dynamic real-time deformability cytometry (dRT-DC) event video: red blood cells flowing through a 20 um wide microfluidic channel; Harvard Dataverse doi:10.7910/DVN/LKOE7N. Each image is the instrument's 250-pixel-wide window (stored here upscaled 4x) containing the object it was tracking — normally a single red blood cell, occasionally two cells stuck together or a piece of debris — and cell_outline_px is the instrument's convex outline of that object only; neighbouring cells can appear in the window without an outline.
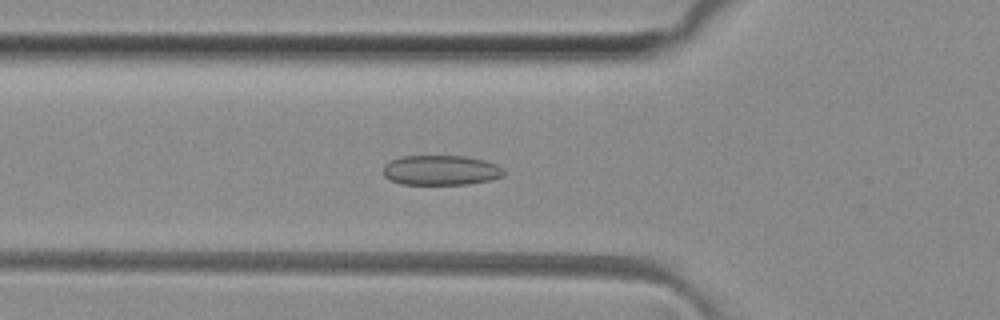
{"species": "common noctule bat (a hibernating species)", "species_latin": "Nyctalus noctula", "temperature_condition": "room temperature", "stored_images_in_passage": 41, "camera_frame_rate_fps": 3000, "um_per_image_px": 0.085, "animal": {"sex": "female", "body_mass_g": 29.2, "forearm_length_mm": 56.3}, "frame": {"image": 1, "passage_image": 8, "time_ms": 2.333, "image_size_px": [1000, 320], "cell_outline_px": [[504, 176], [488, 180], [468, 184], [400, 184], [384, 176], [384, 164], [400, 156], [464, 156], [484, 160], [496, 164], [504, 168]], "centroid_in_image_um": [37.48, 14.46], "position_along_channel_um": 88.3, "area_um2": 20.98}}
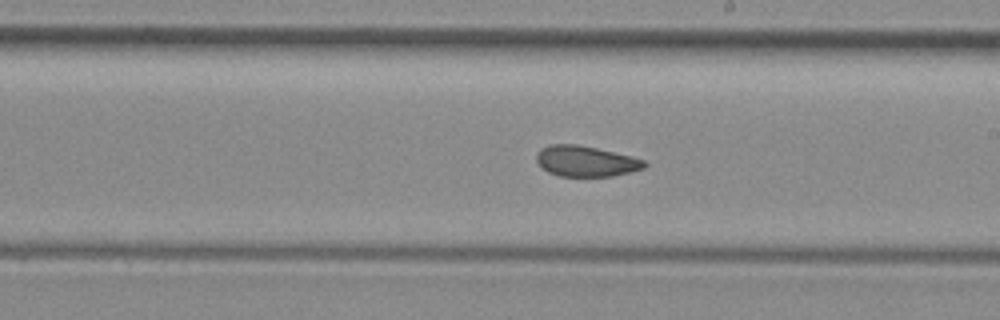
{"frame": {"image": 2, "passage_image": 19, "time_ms": 6.0, "image_size_px": [1000, 320], "cell_outline_px": [[648, 164], [644, 168], [632, 172], [612, 176], [560, 176], [548, 172], [536, 160], [536, 152], [540, 148], [552, 144], [576, 144], [596, 148], [632, 156], [644, 160]], "centroid_in_image_um": [49.81, 13.7], "position_along_channel_um": 239.2, "area_um2": 19.31}}
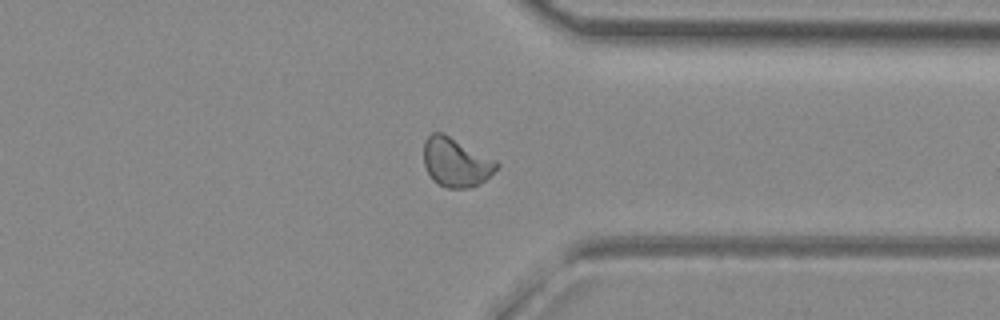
{"frame": {"image": 3, "passage_image": 29, "time_ms": 9.333, "image_size_px": [1000, 320], "cell_outline_px": [[500, 164], [480, 184], [472, 188], [448, 188], [436, 184], [432, 180], [424, 164], [424, 140], [432, 132], [444, 132], [496, 160]], "centroid_in_image_um": [38.73, 13.78], "position_along_channel_um": 372.7, "area_um2": 20.98}, "authors_computed_cell_mechanics": {"area_um2": 20.23, "velocity_mm_per_s": 4.107, "shape_relaxation_time_tau1_ms": null, "shape_relaxation_time_tau2_ms": 1.3331, "deformation_change_tau1": null, "deformation_change_tau2": 0.0579}}